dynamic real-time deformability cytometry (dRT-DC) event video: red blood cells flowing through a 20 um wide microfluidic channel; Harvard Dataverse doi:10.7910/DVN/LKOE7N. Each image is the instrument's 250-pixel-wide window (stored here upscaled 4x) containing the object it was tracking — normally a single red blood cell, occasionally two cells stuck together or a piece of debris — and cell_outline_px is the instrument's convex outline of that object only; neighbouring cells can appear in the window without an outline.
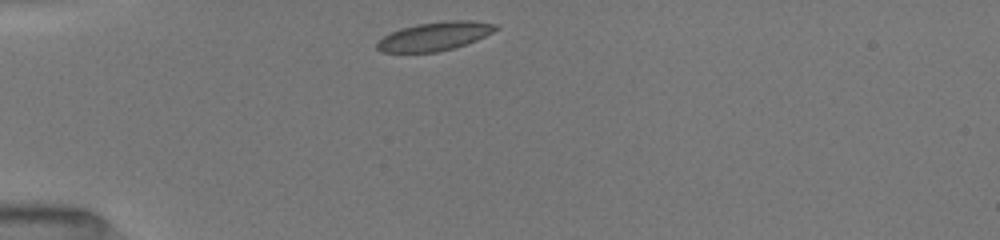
{"species": "common noctule bat (a hibernating species)", "species_latin": "Nyctalus noctula", "temperature_condition": "room temperature", "stored_images_in_passage": 11, "camera_frame_rate_fps": 3000, "um_per_image_px": 0.085, "animal": {"sex": "female", "body_mass_g": 19.5, "forearm_length_mm": 54.1}, "frame": {"image": 1, "passage_image": 1, "time_ms": 0.0, "image_size_px": [1000, 240], "cell_outline_px": [[500, 28], [476, 40], [452, 48], [436, 52], [380, 52], [376, 48], [376, 44], [384, 36], [400, 28], [416, 24], [444, 20], [472, 20], [500, 24]], "centroid_in_image_um": [36.97, 3.06], "position_along_channel_um": 48.0, "area_um2": 19.83}}
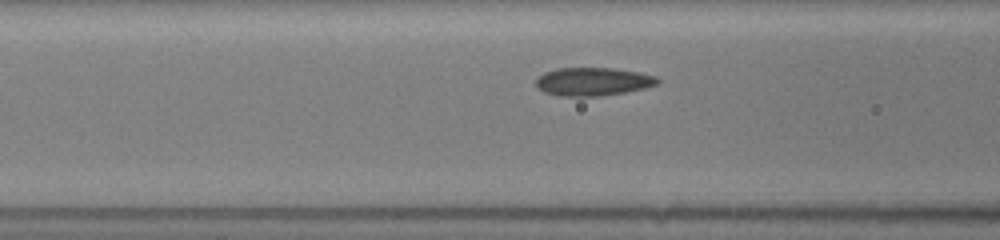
{"frame": {"image": 2, "passage_image": 7, "time_ms": 2.333, "image_size_px": [1000, 240], "cell_outline_px": [[660, 84], [644, 88], [624, 92], [600, 96], [560, 96], [544, 92], [536, 88], [536, 80], [544, 72], [556, 68], [612, 68], [640, 72], [656, 76], [660, 80]], "centroid_in_image_um": [50.41, 6.93], "position_along_channel_um": 116.2, "area_um2": 20.11}}
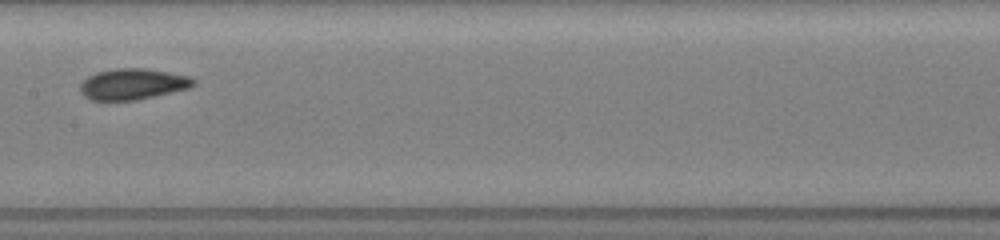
{"frame": {"image": 3, "passage_image": 10, "time_ms": 4.333, "image_size_px": [1000, 240], "cell_outline_px": [[196, 84], [188, 88], [172, 92], [136, 100], [92, 100], [84, 96], [80, 92], [80, 84], [88, 76], [96, 72], [116, 68], [144, 68], [168, 72], [188, 76], [196, 80]], "centroid_in_image_um": [11.27, 7.14], "position_along_channel_um": 196.1, "area_um2": 20.4}}